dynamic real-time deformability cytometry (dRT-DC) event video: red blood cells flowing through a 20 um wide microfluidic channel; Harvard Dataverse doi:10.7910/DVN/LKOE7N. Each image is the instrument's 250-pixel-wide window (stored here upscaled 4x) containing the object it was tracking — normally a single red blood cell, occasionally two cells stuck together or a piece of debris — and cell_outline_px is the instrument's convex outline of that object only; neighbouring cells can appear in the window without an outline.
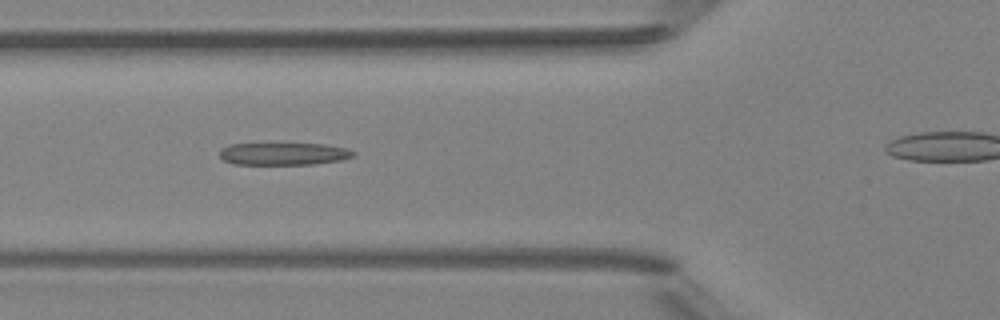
{"species": "Egyptian fruit bat (a non-hibernating species)", "species_latin": "Rousettus aegyptiacus", "temperature_condition": "room temperature", "stored_images_in_passage": 5, "camera_frame_rate_fps": 3000, "um_per_image_px": 0.085, "animal": {"sex": "female"}, "frame": {"image": 1, "passage_image": 3, "time_ms": 2.0, "image_size_px": [1000, 320], "cell_outline_px": [[356, 156], [340, 160], [312, 164], [232, 164], [224, 160], [220, 156], [220, 148], [228, 144], [324, 144], [348, 148], [356, 152]], "centroid_in_image_um": [24.12, 13.07], "position_along_channel_um": 101.7, "area_um2": 17.46}}
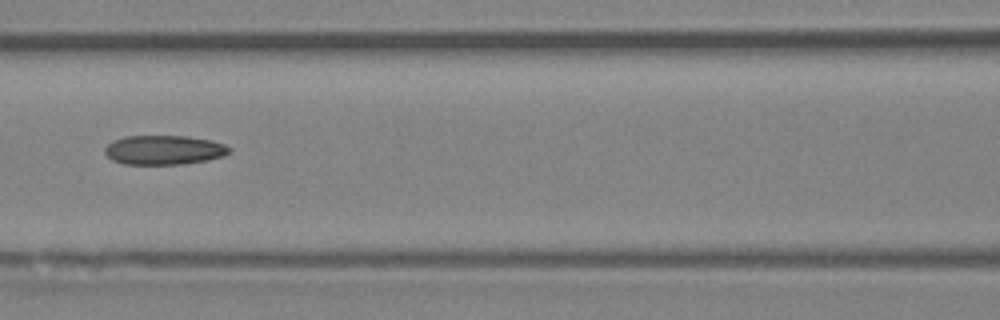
{"frame": {"image": 2, "passage_image": 5, "time_ms": 5.0, "image_size_px": [1000, 320], "cell_outline_px": [[232, 152], [224, 156], [208, 160], [180, 164], [124, 164], [112, 160], [104, 152], [104, 148], [112, 140], [124, 136], [188, 136], [212, 140], [224, 144], [232, 148]], "centroid_in_image_um": [13.96, 12.74], "position_along_channel_um": 152.6, "area_um2": 21.5}}